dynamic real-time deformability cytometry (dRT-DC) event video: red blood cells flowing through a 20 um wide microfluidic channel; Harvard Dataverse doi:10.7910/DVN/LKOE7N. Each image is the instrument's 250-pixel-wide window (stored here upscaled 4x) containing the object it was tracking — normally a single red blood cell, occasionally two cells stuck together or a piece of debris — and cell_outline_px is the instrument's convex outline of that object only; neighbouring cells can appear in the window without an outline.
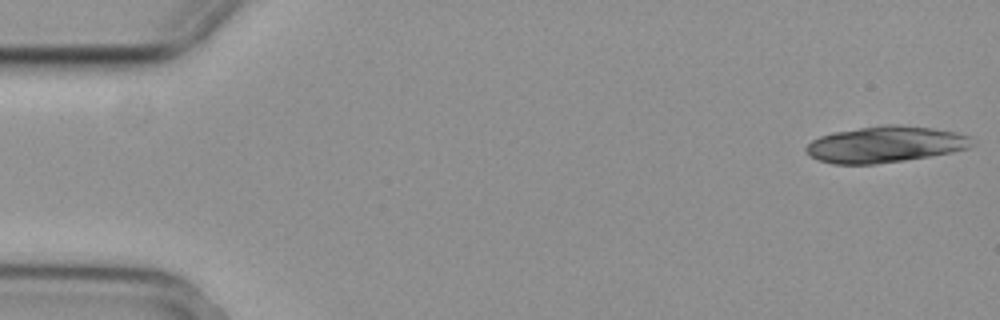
{"species": "common noctule bat (a hibernating species)", "species_latin": "Nyctalus noctula", "temperature_condition": "cold", "stored_images_in_passage": 16, "camera_frame_rate_fps": 3000, "um_per_image_px": 0.085, "animal": {"sex": "female", "body_mass_g": 29.2, "forearm_length_mm": 56.3}, "frame": {"image": 1, "passage_image": 1, "time_ms": 0.0, "image_size_px": [1000, 320], "cell_outline_px": [[976, 144], [968, 148], [952, 152], [904, 160], [876, 164], [832, 164], [808, 156], [804, 152], [804, 148], [812, 140], [820, 136], [832, 132], [884, 124], [896, 124], [932, 128], [956, 132], [972, 136], [976, 140]], "centroid_in_image_um": [75.26, 12.27], "position_along_channel_um": 9.7, "area_um2": 35.43}}